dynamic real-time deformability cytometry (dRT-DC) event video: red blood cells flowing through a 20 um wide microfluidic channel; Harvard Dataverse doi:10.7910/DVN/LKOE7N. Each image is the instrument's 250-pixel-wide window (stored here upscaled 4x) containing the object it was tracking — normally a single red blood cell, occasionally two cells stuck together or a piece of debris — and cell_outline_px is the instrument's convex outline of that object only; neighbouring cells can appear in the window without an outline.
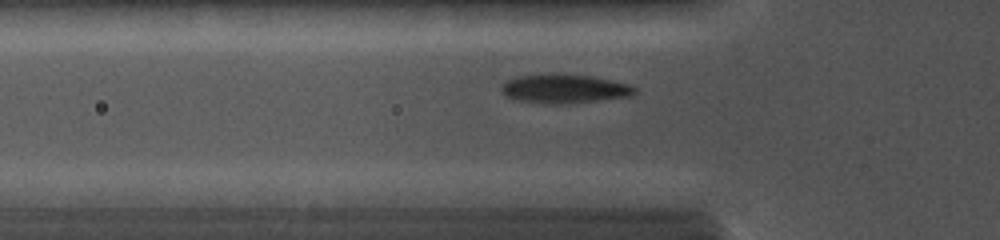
{"species": "common noctule bat (a hibernating species)", "species_latin": "Nyctalus noctula", "temperature_condition": "cold", "stored_images_in_passage": 24, "camera_frame_rate_fps": 5000, "um_per_image_px": 0.085, "animal": {"sex": "female", "body_mass_g": 19.0, "forearm_length_mm": 56.7}, "frame": {"image": 1, "passage_image": 6, "time_ms": 2.4, "image_size_px": [1000, 240], "cell_outline_px": [[636, 92], [632, 96], [572, 104], [544, 104], [516, 100], [508, 96], [500, 88], [508, 80], [516, 76], [592, 76], [632, 84], [636, 88]], "centroid_in_image_um": [48.07, 7.59], "position_along_channel_um": 77.7, "area_um2": 22.02}}
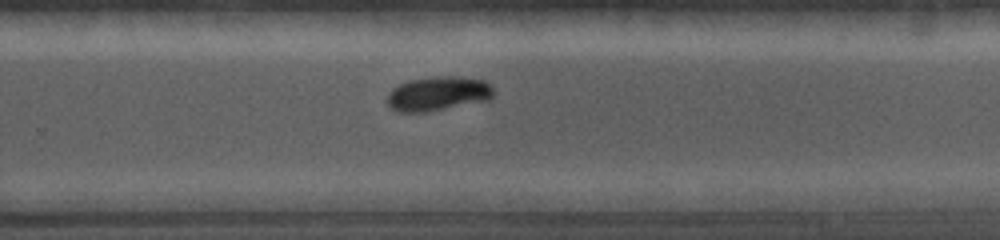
{"frame": {"image": 2, "passage_image": 16, "time_ms": 7.4, "image_size_px": [1000, 240], "cell_outline_px": [[496, 92], [488, 100], [428, 112], [396, 112], [384, 100], [388, 92], [392, 88], [408, 80], [440, 76], [460, 76], [484, 80]], "centroid_in_image_um": [37.2, 7.96], "position_along_channel_um": 292.6, "area_um2": 21.5}}
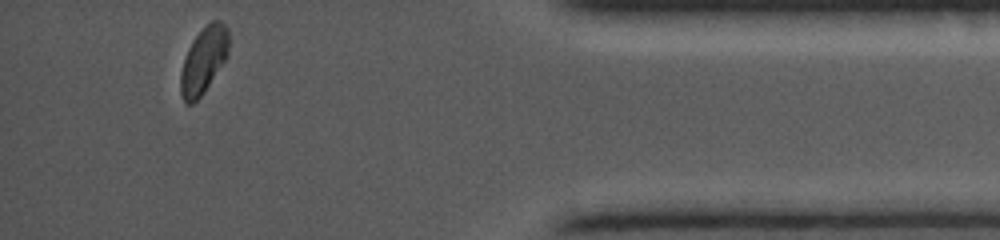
{"frame": {"image": 3, "passage_image": 24, "time_ms": 11.0, "image_size_px": [1000, 240], "cell_outline_px": [[228, 56], [204, 92], [192, 104], [184, 104], [180, 92], [180, 72], [188, 48], [192, 40], [212, 20], [220, 20], [228, 28]], "centroid_in_image_um": [17.3, 5.15], "position_along_channel_um": 417.9, "area_um2": 18.55}}